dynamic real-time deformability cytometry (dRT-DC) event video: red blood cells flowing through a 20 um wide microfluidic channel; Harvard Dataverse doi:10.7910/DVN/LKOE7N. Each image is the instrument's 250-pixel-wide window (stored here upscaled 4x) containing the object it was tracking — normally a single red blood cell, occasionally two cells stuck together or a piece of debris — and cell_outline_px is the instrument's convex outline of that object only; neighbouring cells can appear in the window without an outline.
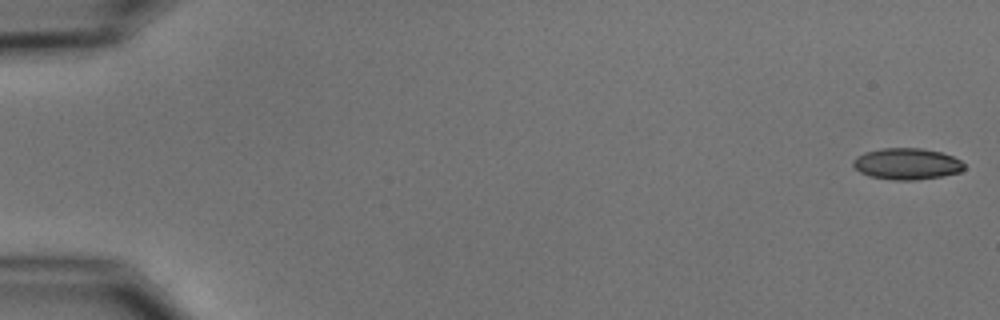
{"species": "common noctule bat (a hibernating species)", "species_latin": "Nyctalus noctula", "temperature_condition": "cold", "stored_images_in_passage": 7, "camera_frame_rate_fps": 3000, "um_per_image_px": 0.085, "animal": {"sex": "male", "body_mass_g": 15.6}, "frame": {"image": 1, "passage_image": 1, "time_ms": 0.0, "image_size_px": [1000, 320], "cell_outline_px": [[964, 168], [960, 172], [944, 176], [916, 180], [892, 180], [868, 176], [860, 172], [852, 164], [852, 160], [856, 156], [864, 152], [884, 148], [920, 148], [940, 152], [952, 156], [960, 160], [964, 164]], "centroid_in_image_um": [77.06, 13.93], "position_along_channel_um": 7.9, "area_um2": 20.4}}
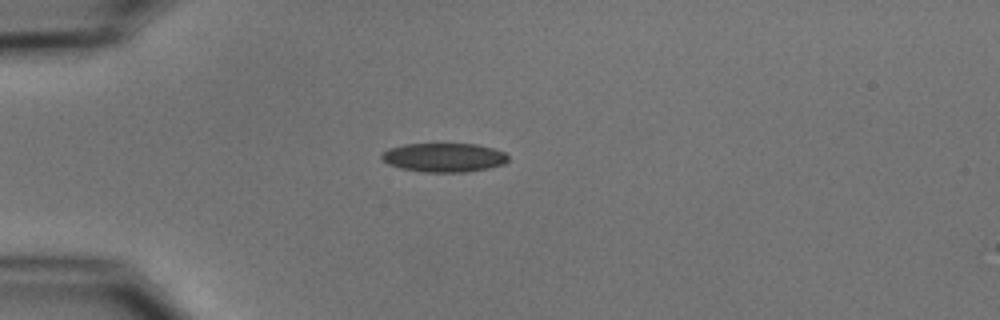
{"frame": {"image": 2, "passage_image": 5, "time_ms": 4.667, "image_size_px": [1000, 320], "cell_outline_px": [[508, 160], [504, 164], [488, 168], [464, 172], [424, 172], [400, 168], [388, 164], [380, 160], [380, 152], [388, 148], [404, 144], [476, 144], [492, 148], [504, 152], [508, 156]], "centroid_in_image_um": [37.67, 13.38], "position_along_channel_um": 47.3, "area_um2": 21.5}}